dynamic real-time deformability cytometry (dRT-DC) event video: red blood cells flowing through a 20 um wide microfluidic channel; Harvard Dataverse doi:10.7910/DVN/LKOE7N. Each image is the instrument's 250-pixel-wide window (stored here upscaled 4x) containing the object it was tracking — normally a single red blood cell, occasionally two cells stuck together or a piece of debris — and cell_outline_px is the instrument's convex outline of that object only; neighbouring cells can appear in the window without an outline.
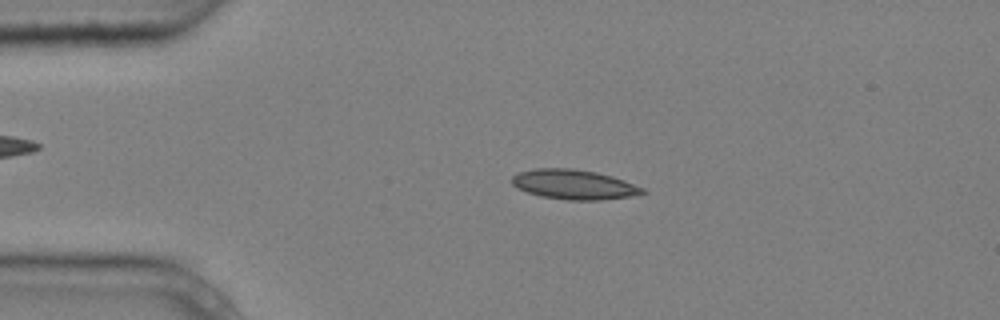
{"species": "common noctule bat (a hibernating species)", "species_latin": "Nyctalus noctula", "temperature_condition": "cold", "stored_images_in_passage": 4, "camera_frame_rate_fps": 3000, "um_per_image_px": 0.085, "animal": {"sex": "male", "body_mass_g": 20.4}, "frame": {"image": 1, "passage_image": 3, "time_ms": 0.667, "image_size_px": [1000, 320], "cell_outline_px": [[648, 192], [632, 196], [600, 200], [568, 200], [540, 196], [516, 188], [512, 184], [512, 176], [520, 172], [536, 168], [572, 168], [596, 172], [612, 176], [624, 180], [644, 188]], "centroid_in_image_um": [48.8, 15.68], "position_along_channel_um": 36.2, "area_um2": 22.66}}